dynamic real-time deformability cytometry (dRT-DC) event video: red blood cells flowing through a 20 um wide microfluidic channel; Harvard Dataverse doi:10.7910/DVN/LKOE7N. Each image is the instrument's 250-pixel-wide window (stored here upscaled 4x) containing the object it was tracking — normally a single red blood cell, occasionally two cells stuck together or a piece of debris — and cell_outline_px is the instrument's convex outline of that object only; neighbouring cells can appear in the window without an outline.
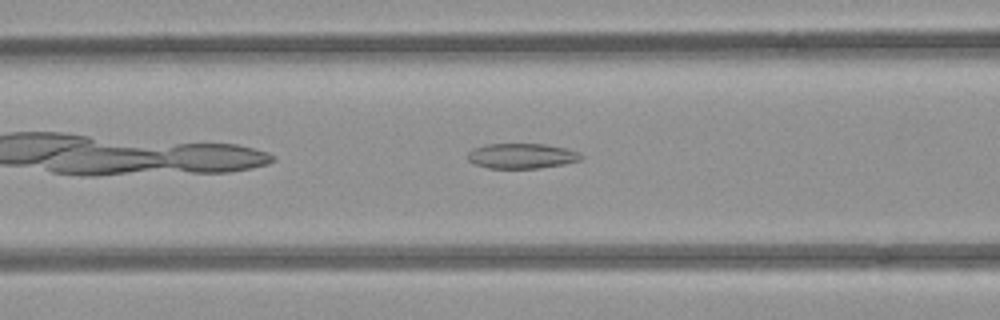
{"species": "common noctule bat (a hibernating species)", "species_latin": "Nyctalus noctula", "temperature_condition": "room temperature", "stored_images_in_passage": 33, "camera_frame_rate_fps": 3000, "um_per_image_px": 0.085, "animal": {"sex": "female", "body_mass_g": 21.9}, "frame": {"image": 1, "passage_image": 7, "time_ms": 2.0, "image_size_px": [1000, 320], "cell_outline_px": [[584, 156], [580, 160], [564, 164], [540, 168], [488, 168], [476, 164], [468, 160], [468, 152], [472, 148], [488, 144], [544, 144], [568, 148], [580, 152]], "centroid_in_image_um": [44.38, 13.25], "position_along_channel_um": 122.2, "area_um2": 16.7}}
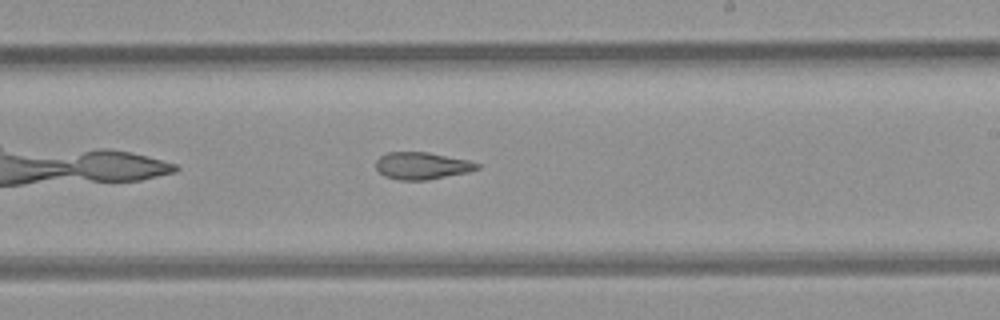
{"frame": {"image": 2, "passage_image": 17, "time_ms": 5.333, "image_size_px": [1000, 320], "cell_outline_px": [[480, 168], [468, 172], [428, 180], [400, 180], [384, 176], [376, 168], [376, 160], [380, 156], [388, 152], [428, 152], [468, 160], [480, 164]], "centroid_in_image_um": [35.87, 14.09], "position_along_channel_um": 253.1, "area_um2": 16.01}}
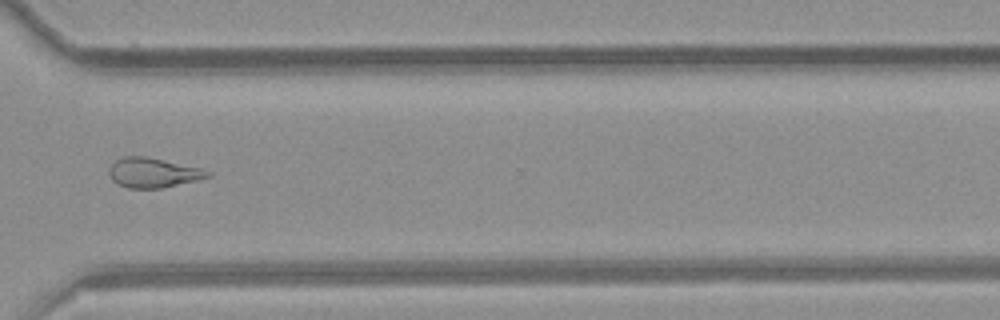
{"frame": {"image": 3, "passage_image": 25, "time_ms": 8.0, "image_size_px": [1000, 320], "cell_outline_px": [[212, 176], [196, 180], [160, 188], [128, 188], [116, 184], [112, 180], [108, 172], [108, 168], [116, 160], [124, 156], [148, 156], [200, 168], [212, 172]], "centroid_in_image_um": [12.98, 14.67], "position_along_channel_um": 357.6, "area_um2": 17.11}}